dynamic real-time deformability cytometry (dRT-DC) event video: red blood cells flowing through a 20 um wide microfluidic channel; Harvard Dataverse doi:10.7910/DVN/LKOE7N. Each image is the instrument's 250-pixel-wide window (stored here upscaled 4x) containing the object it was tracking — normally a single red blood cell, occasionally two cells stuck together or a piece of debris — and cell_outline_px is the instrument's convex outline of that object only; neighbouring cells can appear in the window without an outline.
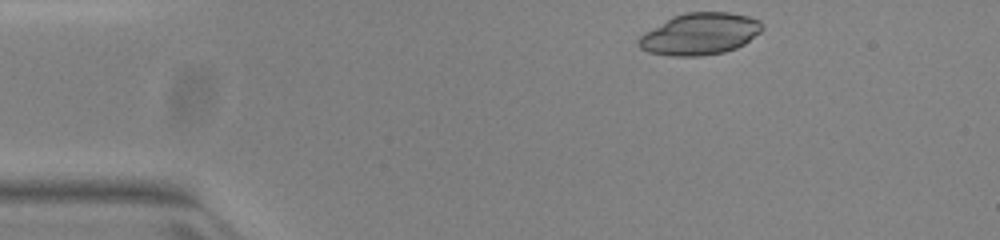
{"species": "common noctule bat (a hibernating species)", "species_latin": "Nyctalus noctula", "temperature_condition": "warm", "stored_images_in_passage": 37, "camera_frame_rate_fps": 3000, "um_per_image_px": 0.085, "animal": {"sex": "female", "body_mass_g": 23.0, "forearm_length_mm": 53.4}, "frame": {"image": 1, "passage_image": 1, "time_ms": 0.0, "image_size_px": [1000, 240], "cell_outline_px": [[764, 28], [760, 32], [744, 44], [736, 48], [724, 52], [700, 56], [672, 56], [648, 52], [640, 48], [636, 44], [640, 36], [644, 32], [672, 16], [688, 12], [728, 12], [748, 16], [760, 20]], "centroid_in_image_um": [59.48, 2.88], "position_along_channel_um": 25.5, "area_um2": 30.17}}
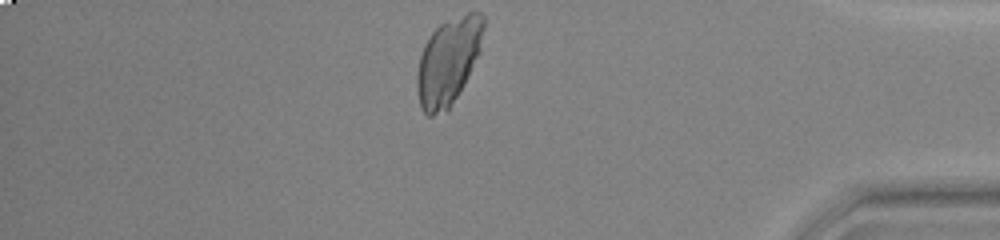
{"frame": {"image": 2, "passage_image": 37, "time_ms": 12.0, "image_size_px": [1000, 240], "cell_outline_px": [[484, 28], [480, 52], [456, 96], [448, 108], [432, 116], [428, 116], [420, 108], [416, 88], [416, 76], [420, 56], [424, 44], [432, 32], [440, 24], [468, 12], [480, 12], [484, 16]], "centroid_in_image_um": [38.08, 5.19], "position_along_channel_um": 397.1, "area_um2": 33.23}}